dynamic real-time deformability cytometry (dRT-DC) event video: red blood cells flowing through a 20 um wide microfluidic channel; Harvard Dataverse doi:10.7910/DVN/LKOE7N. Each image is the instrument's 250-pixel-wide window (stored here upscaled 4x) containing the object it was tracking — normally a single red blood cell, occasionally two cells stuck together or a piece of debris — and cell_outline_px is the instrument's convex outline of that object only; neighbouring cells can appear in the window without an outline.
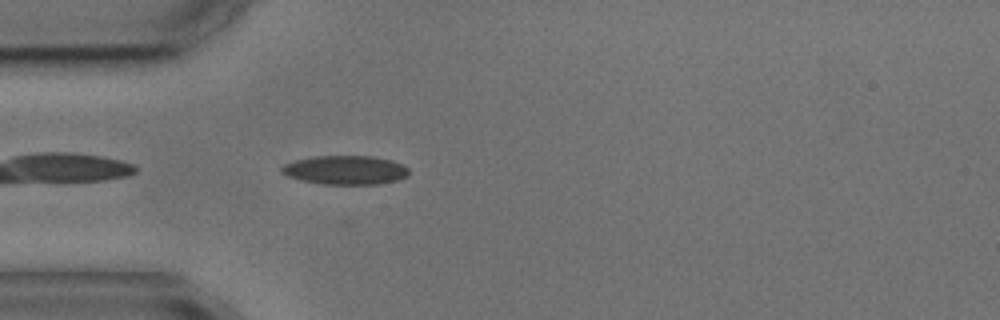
{"species": "common noctule bat (a hibernating species)", "species_latin": "Nyctalus noctula", "temperature_condition": "cold", "stored_images_in_passage": 3, "camera_frame_rate_fps": 3000, "um_per_image_px": 0.085, "animal": {"sex": "male", "body_mass_g": 17.9, "forearm_length_mm": 54.2}, "frame": {"image": 1, "passage_image": 3, "time_ms": 2.333, "image_size_px": [1000, 320], "cell_outline_px": [[408, 176], [396, 180], [380, 184], [320, 184], [300, 180], [288, 176], [280, 172], [280, 168], [284, 164], [296, 160], [316, 156], [372, 156], [392, 160], [404, 164], [408, 168]], "centroid_in_image_um": [29.36, 14.45], "position_along_channel_um": 55.6, "area_um2": 21.56}}